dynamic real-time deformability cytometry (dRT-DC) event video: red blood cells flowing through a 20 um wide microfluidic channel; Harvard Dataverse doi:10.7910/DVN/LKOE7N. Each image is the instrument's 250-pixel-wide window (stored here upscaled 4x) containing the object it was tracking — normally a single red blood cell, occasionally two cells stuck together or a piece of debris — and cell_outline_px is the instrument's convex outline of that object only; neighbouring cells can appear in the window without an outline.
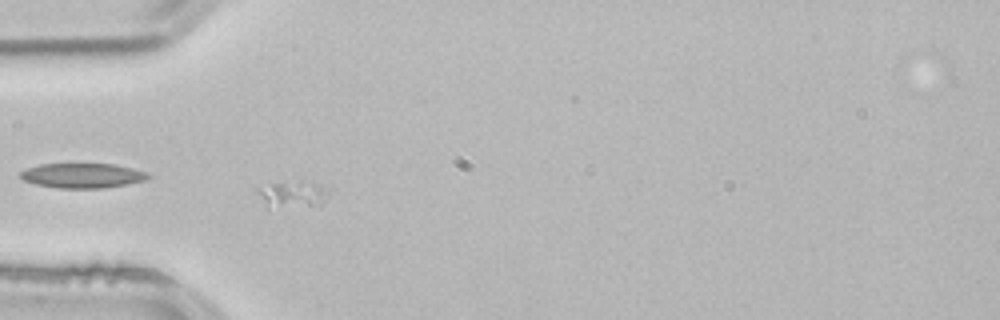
{"species": "common noctule bat (a hibernating species)", "species_latin": "Nyctalus noctula", "temperature_condition": "room temperature", "stored_images_in_passage": 4, "camera_frame_rate_fps": 3000, "um_per_image_px": 0.085, "animal": {"sex": "male", "body_mass_g": 21.5, "forearm_length_mm": 52.0}, "frame": {"image": 1, "passage_image": 3, "time_ms": 0.667, "image_size_px": [1000, 320], "cell_outline_px": [[328, 192], [324, 200], [320, 204], [268, 212], [264, 208], [256, 192], [256, 188], [272, 184], [300, 180], [320, 184]], "centroid_in_image_um": [24.73, 16.59], "position_along_channel_um": 60.3, "area_um2": 11.79}}